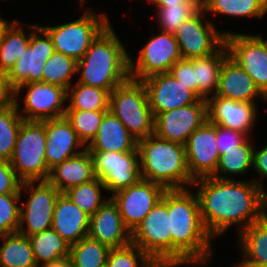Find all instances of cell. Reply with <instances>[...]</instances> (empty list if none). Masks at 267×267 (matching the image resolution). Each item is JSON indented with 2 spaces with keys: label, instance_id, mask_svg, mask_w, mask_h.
I'll return each mask as SVG.
<instances>
[{
  "label": "cell",
  "instance_id": "cell-1",
  "mask_svg": "<svg viewBox=\"0 0 267 267\" xmlns=\"http://www.w3.org/2000/svg\"><path fill=\"white\" fill-rule=\"evenodd\" d=\"M192 185L199 186L196 194L201 218L213 239L236 224L240 233L265 215L267 193L258 179L238 181L204 177L194 180Z\"/></svg>",
  "mask_w": 267,
  "mask_h": 267
},
{
  "label": "cell",
  "instance_id": "cell-2",
  "mask_svg": "<svg viewBox=\"0 0 267 267\" xmlns=\"http://www.w3.org/2000/svg\"><path fill=\"white\" fill-rule=\"evenodd\" d=\"M171 233V260H191L207 264L213 250V237L201 218L197 194L188 188L168 189Z\"/></svg>",
  "mask_w": 267,
  "mask_h": 267
},
{
  "label": "cell",
  "instance_id": "cell-3",
  "mask_svg": "<svg viewBox=\"0 0 267 267\" xmlns=\"http://www.w3.org/2000/svg\"><path fill=\"white\" fill-rule=\"evenodd\" d=\"M129 55L109 24L77 61L78 82L111 93L130 78Z\"/></svg>",
  "mask_w": 267,
  "mask_h": 267
},
{
  "label": "cell",
  "instance_id": "cell-4",
  "mask_svg": "<svg viewBox=\"0 0 267 267\" xmlns=\"http://www.w3.org/2000/svg\"><path fill=\"white\" fill-rule=\"evenodd\" d=\"M137 150L143 180L161 184L166 189H185L193 184L185 145L152 134L137 141Z\"/></svg>",
  "mask_w": 267,
  "mask_h": 267
},
{
  "label": "cell",
  "instance_id": "cell-5",
  "mask_svg": "<svg viewBox=\"0 0 267 267\" xmlns=\"http://www.w3.org/2000/svg\"><path fill=\"white\" fill-rule=\"evenodd\" d=\"M109 111L138 141L154 134V116L142 81L129 78L109 95Z\"/></svg>",
  "mask_w": 267,
  "mask_h": 267
},
{
  "label": "cell",
  "instance_id": "cell-6",
  "mask_svg": "<svg viewBox=\"0 0 267 267\" xmlns=\"http://www.w3.org/2000/svg\"><path fill=\"white\" fill-rule=\"evenodd\" d=\"M46 141V120L22 121L9 161L22 182L48 179L50 169L46 165Z\"/></svg>",
  "mask_w": 267,
  "mask_h": 267
},
{
  "label": "cell",
  "instance_id": "cell-7",
  "mask_svg": "<svg viewBox=\"0 0 267 267\" xmlns=\"http://www.w3.org/2000/svg\"><path fill=\"white\" fill-rule=\"evenodd\" d=\"M106 14L98 16L91 8L77 20L57 26H41L51 37L54 50L80 60L91 43L110 24Z\"/></svg>",
  "mask_w": 267,
  "mask_h": 267
},
{
  "label": "cell",
  "instance_id": "cell-8",
  "mask_svg": "<svg viewBox=\"0 0 267 267\" xmlns=\"http://www.w3.org/2000/svg\"><path fill=\"white\" fill-rule=\"evenodd\" d=\"M168 189L162 199L131 232V243L152 260H171V233Z\"/></svg>",
  "mask_w": 267,
  "mask_h": 267
},
{
  "label": "cell",
  "instance_id": "cell-9",
  "mask_svg": "<svg viewBox=\"0 0 267 267\" xmlns=\"http://www.w3.org/2000/svg\"><path fill=\"white\" fill-rule=\"evenodd\" d=\"M23 189L28 191V201L20 206L18 232L31 236L51 229L53 212L60 192L48 180L24 181L21 183L20 191Z\"/></svg>",
  "mask_w": 267,
  "mask_h": 267
},
{
  "label": "cell",
  "instance_id": "cell-10",
  "mask_svg": "<svg viewBox=\"0 0 267 267\" xmlns=\"http://www.w3.org/2000/svg\"><path fill=\"white\" fill-rule=\"evenodd\" d=\"M205 14V11L200 8L174 32L182 59L209 56L225 43L227 31L219 32L212 22L204 18Z\"/></svg>",
  "mask_w": 267,
  "mask_h": 267
},
{
  "label": "cell",
  "instance_id": "cell-11",
  "mask_svg": "<svg viewBox=\"0 0 267 267\" xmlns=\"http://www.w3.org/2000/svg\"><path fill=\"white\" fill-rule=\"evenodd\" d=\"M138 53L136 63L129 57V75L136 81L169 72L173 64L182 59L174 33L165 31L152 36Z\"/></svg>",
  "mask_w": 267,
  "mask_h": 267
},
{
  "label": "cell",
  "instance_id": "cell-12",
  "mask_svg": "<svg viewBox=\"0 0 267 267\" xmlns=\"http://www.w3.org/2000/svg\"><path fill=\"white\" fill-rule=\"evenodd\" d=\"M22 88L28 90L23 100L24 108L20 111L17 96ZM66 101L67 89L55 84L31 82L20 85L14 90V104L18 113L26 121H44L64 117L67 108L64 107Z\"/></svg>",
  "mask_w": 267,
  "mask_h": 267
},
{
  "label": "cell",
  "instance_id": "cell-13",
  "mask_svg": "<svg viewBox=\"0 0 267 267\" xmlns=\"http://www.w3.org/2000/svg\"><path fill=\"white\" fill-rule=\"evenodd\" d=\"M89 152L95 177L104 184L106 191L114 194L142 179L137 148L130 152Z\"/></svg>",
  "mask_w": 267,
  "mask_h": 267
},
{
  "label": "cell",
  "instance_id": "cell-14",
  "mask_svg": "<svg viewBox=\"0 0 267 267\" xmlns=\"http://www.w3.org/2000/svg\"><path fill=\"white\" fill-rule=\"evenodd\" d=\"M225 45L229 56L243 68L267 97V40L260 34L227 32Z\"/></svg>",
  "mask_w": 267,
  "mask_h": 267
},
{
  "label": "cell",
  "instance_id": "cell-15",
  "mask_svg": "<svg viewBox=\"0 0 267 267\" xmlns=\"http://www.w3.org/2000/svg\"><path fill=\"white\" fill-rule=\"evenodd\" d=\"M24 25L31 27L33 31L31 30L30 42L27 49H25L16 64L7 74L10 86L14 90L23 84L42 82V69L45 62L55 52L51 37L41 25Z\"/></svg>",
  "mask_w": 267,
  "mask_h": 267
},
{
  "label": "cell",
  "instance_id": "cell-16",
  "mask_svg": "<svg viewBox=\"0 0 267 267\" xmlns=\"http://www.w3.org/2000/svg\"><path fill=\"white\" fill-rule=\"evenodd\" d=\"M166 190L161 184L141 179L112 194L111 198L118 205L124 224L132 232L162 199Z\"/></svg>",
  "mask_w": 267,
  "mask_h": 267
},
{
  "label": "cell",
  "instance_id": "cell-17",
  "mask_svg": "<svg viewBox=\"0 0 267 267\" xmlns=\"http://www.w3.org/2000/svg\"><path fill=\"white\" fill-rule=\"evenodd\" d=\"M207 120V102L200 99L197 103L155 115L154 134L185 145L189 136Z\"/></svg>",
  "mask_w": 267,
  "mask_h": 267
},
{
  "label": "cell",
  "instance_id": "cell-18",
  "mask_svg": "<svg viewBox=\"0 0 267 267\" xmlns=\"http://www.w3.org/2000/svg\"><path fill=\"white\" fill-rule=\"evenodd\" d=\"M216 138L217 126L208 120L189 136L185 149L187 166L193 180L215 174L220 158Z\"/></svg>",
  "mask_w": 267,
  "mask_h": 267
},
{
  "label": "cell",
  "instance_id": "cell-19",
  "mask_svg": "<svg viewBox=\"0 0 267 267\" xmlns=\"http://www.w3.org/2000/svg\"><path fill=\"white\" fill-rule=\"evenodd\" d=\"M148 94L153 116L197 103L200 98L169 72L152 75L142 80Z\"/></svg>",
  "mask_w": 267,
  "mask_h": 267
},
{
  "label": "cell",
  "instance_id": "cell-20",
  "mask_svg": "<svg viewBox=\"0 0 267 267\" xmlns=\"http://www.w3.org/2000/svg\"><path fill=\"white\" fill-rule=\"evenodd\" d=\"M208 121L220 128L240 132L249 137L257 118L255 103L212 95L206 99Z\"/></svg>",
  "mask_w": 267,
  "mask_h": 267
},
{
  "label": "cell",
  "instance_id": "cell-21",
  "mask_svg": "<svg viewBox=\"0 0 267 267\" xmlns=\"http://www.w3.org/2000/svg\"><path fill=\"white\" fill-rule=\"evenodd\" d=\"M88 237L110 249L131 243V232L124 224L118 205L111 197L90 216Z\"/></svg>",
  "mask_w": 267,
  "mask_h": 267
},
{
  "label": "cell",
  "instance_id": "cell-22",
  "mask_svg": "<svg viewBox=\"0 0 267 267\" xmlns=\"http://www.w3.org/2000/svg\"><path fill=\"white\" fill-rule=\"evenodd\" d=\"M46 140L45 157L49 169L86 149L65 116L46 120ZM80 147L84 148L77 151Z\"/></svg>",
  "mask_w": 267,
  "mask_h": 267
},
{
  "label": "cell",
  "instance_id": "cell-23",
  "mask_svg": "<svg viewBox=\"0 0 267 267\" xmlns=\"http://www.w3.org/2000/svg\"><path fill=\"white\" fill-rule=\"evenodd\" d=\"M215 95L248 103H255L254 99L260 96L267 100L253 79L229 55L222 63Z\"/></svg>",
  "mask_w": 267,
  "mask_h": 267
},
{
  "label": "cell",
  "instance_id": "cell-24",
  "mask_svg": "<svg viewBox=\"0 0 267 267\" xmlns=\"http://www.w3.org/2000/svg\"><path fill=\"white\" fill-rule=\"evenodd\" d=\"M90 216L83 212L64 193L57 197L52 229L70 245L88 236Z\"/></svg>",
  "mask_w": 267,
  "mask_h": 267
},
{
  "label": "cell",
  "instance_id": "cell-25",
  "mask_svg": "<svg viewBox=\"0 0 267 267\" xmlns=\"http://www.w3.org/2000/svg\"><path fill=\"white\" fill-rule=\"evenodd\" d=\"M95 178L93 158L85 149L78 155L64 160L50 169L48 181L60 192L89 182Z\"/></svg>",
  "mask_w": 267,
  "mask_h": 267
},
{
  "label": "cell",
  "instance_id": "cell-26",
  "mask_svg": "<svg viewBox=\"0 0 267 267\" xmlns=\"http://www.w3.org/2000/svg\"><path fill=\"white\" fill-rule=\"evenodd\" d=\"M136 148L137 140L110 111L104 114L96 137L86 147L88 151L101 152H130Z\"/></svg>",
  "mask_w": 267,
  "mask_h": 267
},
{
  "label": "cell",
  "instance_id": "cell-27",
  "mask_svg": "<svg viewBox=\"0 0 267 267\" xmlns=\"http://www.w3.org/2000/svg\"><path fill=\"white\" fill-rule=\"evenodd\" d=\"M238 246L244 259L242 267H267V217L252 223L239 233Z\"/></svg>",
  "mask_w": 267,
  "mask_h": 267
},
{
  "label": "cell",
  "instance_id": "cell-28",
  "mask_svg": "<svg viewBox=\"0 0 267 267\" xmlns=\"http://www.w3.org/2000/svg\"><path fill=\"white\" fill-rule=\"evenodd\" d=\"M228 55L224 43L214 54L190 59L196 71L197 96L200 99L206 100L211 94L216 93L222 63Z\"/></svg>",
  "mask_w": 267,
  "mask_h": 267
},
{
  "label": "cell",
  "instance_id": "cell-29",
  "mask_svg": "<svg viewBox=\"0 0 267 267\" xmlns=\"http://www.w3.org/2000/svg\"><path fill=\"white\" fill-rule=\"evenodd\" d=\"M0 267H39L28 236L19 232L0 235Z\"/></svg>",
  "mask_w": 267,
  "mask_h": 267
},
{
  "label": "cell",
  "instance_id": "cell-30",
  "mask_svg": "<svg viewBox=\"0 0 267 267\" xmlns=\"http://www.w3.org/2000/svg\"><path fill=\"white\" fill-rule=\"evenodd\" d=\"M19 25V20H13L5 29L0 41V72L5 74L10 72L30 42L31 30L29 36H26Z\"/></svg>",
  "mask_w": 267,
  "mask_h": 267
},
{
  "label": "cell",
  "instance_id": "cell-31",
  "mask_svg": "<svg viewBox=\"0 0 267 267\" xmlns=\"http://www.w3.org/2000/svg\"><path fill=\"white\" fill-rule=\"evenodd\" d=\"M28 238L38 266L70 256V244L52 228Z\"/></svg>",
  "mask_w": 267,
  "mask_h": 267
},
{
  "label": "cell",
  "instance_id": "cell-32",
  "mask_svg": "<svg viewBox=\"0 0 267 267\" xmlns=\"http://www.w3.org/2000/svg\"><path fill=\"white\" fill-rule=\"evenodd\" d=\"M205 13L236 17L262 18L267 13V0H201Z\"/></svg>",
  "mask_w": 267,
  "mask_h": 267
},
{
  "label": "cell",
  "instance_id": "cell-33",
  "mask_svg": "<svg viewBox=\"0 0 267 267\" xmlns=\"http://www.w3.org/2000/svg\"><path fill=\"white\" fill-rule=\"evenodd\" d=\"M109 95L107 90L76 82L67 89L70 103L66 110H109Z\"/></svg>",
  "mask_w": 267,
  "mask_h": 267
},
{
  "label": "cell",
  "instance_id": "cell-34",
  "mask_svg": "<svg viewBox=\"0 0 267 267\" xmlns=\"http://www.w3.org/2000/svg\"><path fill=\"white\" fill-rule=\"evenodd\" d=\"M249 140L250 138H247L242 144L235 146V149L220 155L215 174L212 177L217 179H232V176L229 177L226 174L242 175L253 167L254 149L252 147L253 144L251 145Z\"/></svg>",
  "mask_w": 267,
  "mask_h": 267
},
{
  "label": "cell",
  "instance_id": "cell-35",
  "mask_svg": "<svg viewBox=\"0 0 267 267\" xmlns=\"http://www.w3.org/2000/svg\"><path fill=\"white\" fill-rule=\"evenodd\" d=\"M110 248L88 236L70 245L73 267H106Z\"/></svg>",
  "mask_w": 267,
  "mask_h": 267
},
{
  "label": "cell",
  "instance_id": "cell-36",
  "mask_svg": "<svg viewBox=\"0 0 267 267\" xmlns=\"http://www.w3.org/2000/svg\"><path fill=\"white\" fill-rule=\"evenodd\" d=\"M23 120L15 104L0 109V159L11 160Z\"/></svg>",
  "mask_w": 267,
  "mask_h": 267
},
{
  "label": "cell",
  "instance_id": "cell-37",
  "mask_svg": "<svg viewBox=\"0 0 267 267\" xmlns=\"http://www.w3.org/2000/svg\"><path fill=\"white\" fill-rule=\"evenodd\" d=\"M101 189L105 190V186L95 177L89 182L66 190L64 194L83 212L92 216L106 202L105 199H101Z\"/></svg>",
  "mask_w": 267,
  "mask_h": 267
},
{
  "label": "cell",
  "instance_id": "cell-38",
  "mask_svg": "<svg viewBox=\"0 0 267 267\" xmlns=\"http://www.w3.org/2000/svg\"><path fill=\"white\" fill-rule=\"evenodd\" d=\"M42 73V82L55 84L68 89L71 84V77L77 74V61L59 52L54 54L45 62Z\"/></svg>",
  "mask_w": 267,
  "mask_h": 267
},
{
  "label": "cell",
  "instance_id": "cell-39",
  "mask_svg": "<svg viewBox=\"0 0 267 267\" xmlns=\"http://www.w3.org/2000/svg\"><path fill=\"white\" fill-rule=\"evenodd\" d=\"M201 8V1H186L177 5L156 7L160 31L174 33L178 27Z\"/></svg>",
  "mask_w": 267,
  "mask_h": 267
},
{
  "label": "cell",
  "instance_id": "cell-40",
  "mask_svg": "<svg viewBox=\"0 0 267 267\" xmlns=\"http://www.w3.org/2000/svg\"><path fill=\"white\" fill-rule=\"evenodd\" d=\"M107 111L109 110H66L65 118L70 122L79 139L87 147L96 137L101 120Z\"/></svg>",
  "mask_w": 267,
  "mask_h": 267
},
{
  "label": "cell",
  "instance_id": "cell-41",
  "mask_svg": "<svg viewBox=\"0 0 267 267\" xmlns=\"http://www.w3.org/2000/svg\"><path fill=\"white\" fill-rule=\"evenodd\" d=\"M151 261L139 247L130 243L124 247L110 249L106 267H147Z\"/></svg>",
  "mask_w": 267,
  "mask_h": 267
},
{
  "label": "cell",
  "instance_id": "cell-42",
  "mask_svg": "<svg viewBox=\"0 0 267 267\" xmlns=\"http://www.w3.org/2000/svg\"><path fill=\"white\" fill-rule=\"evenodd\" d=\"M22 193L0 194V235L17 233Z\"/></svg>",
  "mask_w": 267,
  "mask_h": 267
},
{
  "label": "cell",
  "instance_id": "cell-43",
  "mask_svg": "<svg viewBox=\"0 0 267 267\" xmlns=\"http://www.w3.org/2000/svg\"><path fill=\"white\" fill-rule=\"evenodd\" d=\"M169 73L172 74L179 83L187 86L188 89L192 90L197 95L196 71L190 60L181 59L177 61L173 64Z\"/></svg>",
  "mask_w": 267,
  "mask_h": 267
},
{
  "label": "cell",
  "instance_id": "cell-44",
  "mask_svg": "<svg viewBox=\"0 0 267 267\" xmlns=\"http://www.w3.org/2000/svg\"><path fill=\"white\" fill-rule=\"evenodd\" d=\"M21 183L10 162L0 159V194L21 193Z\"/></svg>",
  "mask_w": 267,
  "mask_h": 267
},
{
  "label": "cell",
  "instance_id": "cell-45",
  "mask_svg": "<svg viewBox=\"0 0 267 267\" xmlns=\"http://www.w3.org/2000/svg\"><path fill=\"white\" fill-rule=\"evenodd\" d=\"M248 137L240 132L217 126V148L222 155L224 152L235 149V146L242 144Z\"/></svg>",
  "mask_w": 267,
  "mask_h": 267
},
{
  "label": "cell",
  "instance_id": "cell-46",
  "mask_svg": "<svg viewBox=\"0 0 267 267\" xmlns=\"http://www.w3.org/2000/svg\"><path fill=\"white\" fill-rule=\"evenodd\" d=\"M14 104V89L10 86L7 74L0 72V109Z\"/></svg>",
  "mask_w": 267,
  "mask_h": 267
},
{
  "label": "cell",
  "instance_id": "cell-47",
  "mask_svg": "<svg viewBox=\"0 0 267 267\" xmlns=\"http://www.w3.org/2000/svg\"><path fill=\"white\" fill-rule=\"evenodd\" d=\"M253 168L257 171L260 178H267V144L261 149L253 152Z\"/></svg>",
  "mask_w": 267,
  "mask_h": 267
},
{
  "label": "cell",
  "instance_id": "cell-48",
  "mask_svg": "<svg viewBox=\"0 0 267 267\" xmlns=\"http://www.w3.org/2000/svg\"><path fill=\"white\" fill-rule=\"evenodd\" d=\"M198 264L191 260H152L147 267H180L183 265Z\"/></svg>",
  "mask_w": 267,
  "mask_h": 267
},
{
  "label": "cell",
  "instance_id": "cell-49",
  "mask_svg": "<svg viewBox=\"0 0 267 267\" xmlns=\"http://www.w3.org/2000/svg\"><path fill=\"white\" fill-rule=\"evenodd\" d=\"M39 267H73V263L70 256H68L66 258L43 264Z\"/></svg>",
  "mask_w": 267,
  "mask_h": 267
},
{
  "label": "cell",
  "instance_id": "cell-50",
  "mask_svg": "<svg viewBox=\"0 0 267 267\" xmlns=\"http://www.w3.org/2000/svg\"><path fill=\"white\" fill-rule=\"evenodd\" d=\"M152 2L156 7H165L167 5H177L186 1H201V0H147Z\"/></svg>",
  "mask_w": 267,
  "mask_h": 267
},
{
  "label": "cell",
  "instance_id": "cell-51",
  "mask_svg": "<svg viewBox=\"0 0 267 267\" xmlns=\"http://www.w3.org/2000/svg\"><path fill=\"white\" fill-rule=\"evenodd\" d=\"M9 24L10 22L8 20L4 19L3 17H0V41L2 39L5 29L8 27Z\"/></svg>",
  "mask_w": 267,
  "mask_h": 267
}]
</instances>
